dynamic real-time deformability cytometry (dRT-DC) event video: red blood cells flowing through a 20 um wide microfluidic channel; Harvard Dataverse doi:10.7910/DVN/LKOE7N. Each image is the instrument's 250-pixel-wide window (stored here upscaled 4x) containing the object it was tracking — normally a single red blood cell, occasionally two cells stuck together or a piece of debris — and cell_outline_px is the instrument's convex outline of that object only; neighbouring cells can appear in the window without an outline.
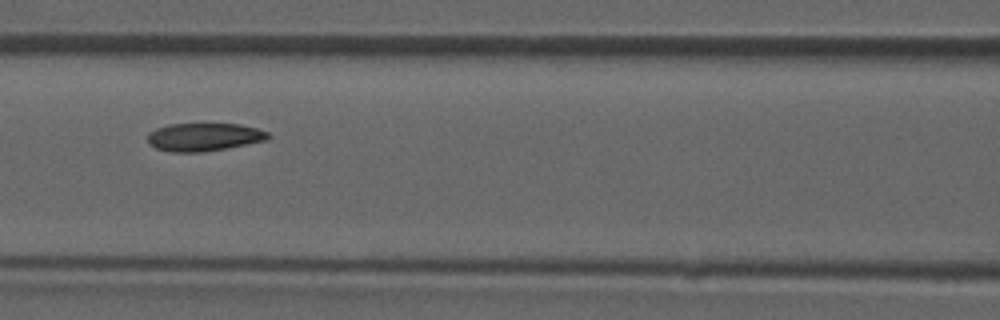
{"species": "common noctule bat (a hibernating species)", "species_latin": "Nyctalus noctula", "temperature_condition": "room temperature", "stored_images_in_passage": 48, "camera_frame_rate_fps": 3000, "um_per_image_px": 0.085, "animal": {"sex": "male", "forearm_length_mm": 52.5}, "frame": {"image": 1, "passage_image": 21, "time_ms": 6.667, "image_size_px": [1000, 320], "cell_outline_px": [[272, 136], [268, 140], [224, 148], [200, 152], [172, 152], [156, 148], [148, 144], [148, 132], [156, 128], [168, 124], [240, 124], [256, 128], [268, 132]], "centroid_in_image_um": [17.33, 11.64], "position_along_channel_um": 149.3, "area_um2": 19.65}}